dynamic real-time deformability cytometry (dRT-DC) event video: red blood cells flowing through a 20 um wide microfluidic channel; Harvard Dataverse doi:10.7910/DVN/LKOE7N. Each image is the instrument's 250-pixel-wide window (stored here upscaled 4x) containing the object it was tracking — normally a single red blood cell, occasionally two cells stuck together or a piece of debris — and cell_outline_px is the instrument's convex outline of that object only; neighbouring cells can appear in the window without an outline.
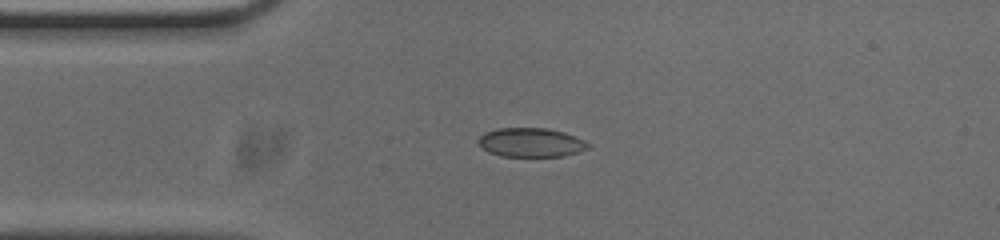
{"species": "common noctule bat (a hibernating species)", "species_latin": "Nyctalus noctula", "temperature_condition": "cold", "stored_images_in_passage": 42, "camera_frame_rate_fps": 3000, "um_per_image_px": 0.085, "animal": {"sex": "male", "body_mass_g": 20.0, "forearm_length_mm": 53.3}, "frame": {"image": 1, "passage_image": 1, "time_ms": 0.0, "image_size_px": [1000, 240], "cell_outline_px": [[592, 144], [588, 148], [564, 156], [500, 156], [488, 152], [480, 144], [480, 136], [484, 132], [500, 128], [548, 128], [564, 132], [584, 140]], "centroid_in_image_um": [45.16, 12.1], "position_along_channel_um": 39.8, "area_um2": 18.44}}
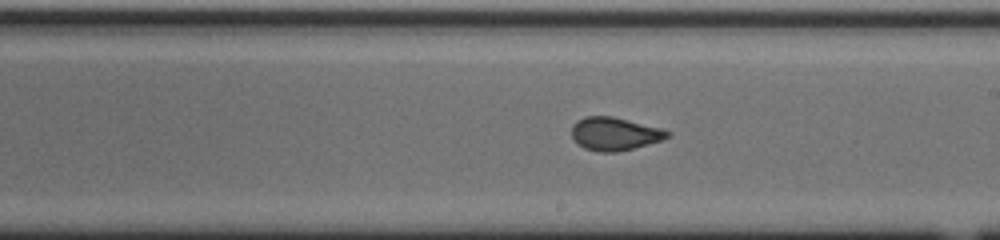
{"frame": {"image": 2, "passage_image": 18, "time_ms": 5.667, "image_size_px": [1000, 240], "cell_outline_px": [[672, 136], [660, 140], [632, 148], [616, 152], [600, 152], [584, 148], [576, 144], [572, 136], [572, 124], [576, 120], [584, 116], [612, 116], [660, 128], [672, 132]], "centroid_in_image_um": [52.2, 11.36], "position_along_channel_um": 236.8, "area_um2": 18.44}}
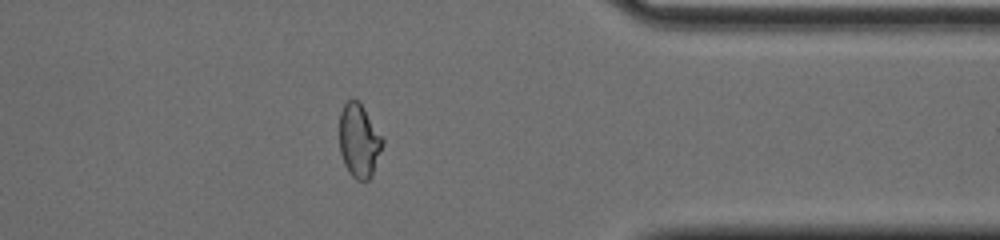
{"frame": {"image": 3, "passage_image": 31, "time_ms": 10.0, "image_size_px": [1000, 240], "cell_outline_px": [[384, 144], [372, 176], [368, 180], [356, 180], [348, 172], [344, 164], [340, 152], [340, 112], [344, 104], [348, 100], [356, 100], [364, 108], [384, 140]], "centroid_in_image_um": [30.52, 12.0], "position_along_channel_um": 380.9, "area_um2": 18.44}, "authors_computed_cell_mechanics": {"area_um2": 18.6694, "velocity_mm_per_s": 3.7547, "shape_relaxation_time_tau1_ms": 9.2918, "shape_relaxation_time_tau2_ms": null, "deformation_change_tau1": 0.1827, "deformation_change_tau2": null}}